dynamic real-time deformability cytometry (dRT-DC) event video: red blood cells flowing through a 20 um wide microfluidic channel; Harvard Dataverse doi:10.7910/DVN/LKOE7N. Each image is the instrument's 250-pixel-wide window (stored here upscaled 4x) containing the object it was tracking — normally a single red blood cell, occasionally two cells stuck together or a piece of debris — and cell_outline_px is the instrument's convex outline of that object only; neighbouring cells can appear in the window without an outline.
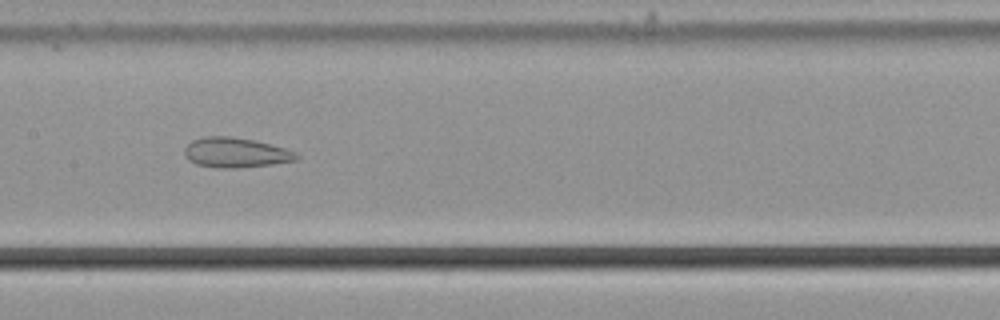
{"species": "common noctule bat (a hibernating species)", "species_latin": "Nyctalus noctula", "temperature_condition": "cold", "stored_images_in_passage": 42, "camera_frame_rate_fps": 3000, "um_per_image_px": 0.085, "animal": {"sex": "male", "body_mass_g": 21.5, "forearm_length_mm": 52.0}, "frame": {"image": 1, "passage_image": 14, "time_ms": 4.333, "image_size_px": [1000, 320], "cell_outline_px": [[300, 156], [296, 160], [272, 164], [240, 168], [216, 168], [196, 164], [188, 160], [184, 156], [184, 148], [192, 140], [204, 136], [228, 136], [252, 140], [284, 148], [296, 152]], "centroid_in_image_um": [19.99, 12.98], "position_along_channel_um": 187.4, "area_um2": 19.54}}
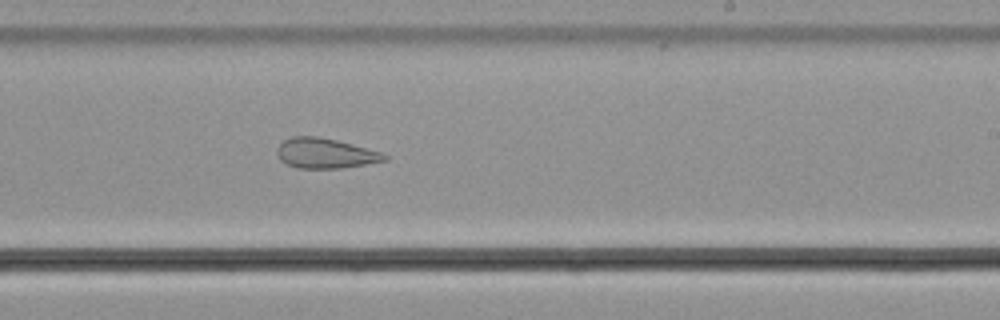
{"frame": {"image": 2, "passage_image": 20, "time_ms": 6.333, "image_size_px": [1000, 320], "cell_outline_px": [[388, 160], [344, 168], [296, 168], [280, 160], [276, 152], [276, 148], [284, 140], [292, 136], [316, 136], [336, 140], [352, 144], [380, 152], [388, 156]], "centroid_in_image_um": [27.63, 13.03], "position_along_channel_um": 261.4, "area_um2": 18.79}}
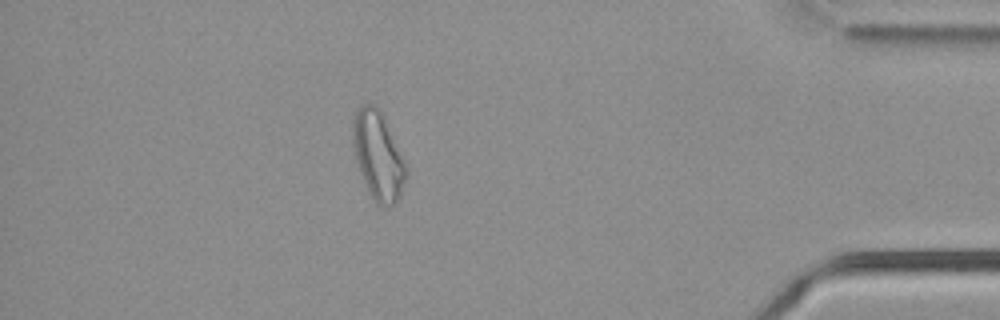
{"frame": {"image": 3, "passage_image": 35, "time_ms": 11.333, "image_size_px": [1000, 320], "cell_outline_px": [[408, 172], [400, 196], [388, 208], [376, 204], [368, 192], [360, 172], [356, 160], [352, 140], [352, 116], [360, 104], [372, 104], [384, 116], [408, 168]], "centroid_in_image_um": [32.13, 13.23], "position_along_channel_um": 403.1, "area_um2": 27.57}, "authors_computed_cell_mechanics": {"area_um2": 22.4553, "velocity_mm_per_s": 3.7206, "shape_relaxation_time_tau1_ms": null, "shape_relaxation_time_tau2_ms": 2.3284, "deformation_change_tau1": null, "deformation_change_tau2": 0.113}}